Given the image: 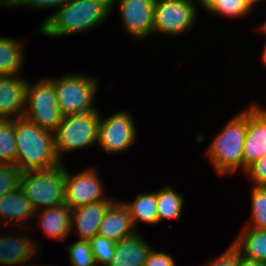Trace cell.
I'll return each mask as SVG.
<instances>
[{"mask_svg": "<svg viewBox=\"0 0 266 266\" xmlns=\"http://www.w3.org/2000/svg\"><path fill=\"white\" fill-rule=\"evenodd\" d=\"M36 217L43 234L49 238L65 240L72 232V210L66 204L41 209L39 214H34V218Z\"/></svg>", "mask_w": 266, "mask_h": 266, "instance_id": "obj_17", "label": "cell"}, {"mask_svg": "<svg viewBox=\"0 0 266 266\" xmlns=\"http://www.w3.org/2000/svg\"><path fill=\"white\" fill-rule=\"evenodd\" d=\"M152 248L137 232L116 242L114 257L109 266H144Z\"/></svg>", "mask_w": 266, "mask_h": 266, "instance_id": "obj_18", "label": "cell"}, {"mask_svg": "<svg viewBox=\"0 0 266 266\" xmlns=\"http://www.w3.org/2000/svg\"><path fill=\"white\" fill-rule=\"evenodd\" d=\"M119 7L123 28L135 40L153 33L155 0H112V10Z\"/></svg>", "mask_w": 266, "mask_h": 266, "instance_id": "obj_11", "label": "cell"}, {"mask_svg": "<svg viewBox=\"0 0 266 266\" xmlns=\"http://www.w3.org/2000/svg\"><path fill=\"white\" fill-rule=\"evenodd\" d=\"M158 224L162 220L180 218L184 198L170 186H164L156 192Z\"/></svg>", "mask_w": 266, "mask_h": 266, "instance_id": "obj_23", "label": "cell"}, {"mask_svg": "<svg viewBox=\"0 0 266 266\" xmlns=\"http://www.w3.org/2000/svg\"><path fill=\"white\" fill-rule=\"evenodd\" d=\"M205 11L225 15L228 18H241L248 15L250 7L245 0H197Z\"/></svg>", "mask_w": 266, "mask_h": 266, "instance_id": "obj_24", "label": "cell"}, {"mask_svg": "<svg viewBox=\"0 0 266 266\" xmlns=\"http://www.w3.org/2000/svg\"><path fill=\"white\" fill-rule=\"evenodd\" d=\"M71 266H97L89 240H78L66 247Z\"/></svg>", "mask_w": 266, "mask_h": 266, "instance_id": "obj_27", "label": "cell"}, {"mask_svg": "<svg viewBox=\"0 0 266 266\" xmlns=\"http://www.w3.org/2000/svg\"><path fill=\"white\" fill-rule=\"evenodd\" d=\"M89 241L96 265L109 266L114 257L116 242L99 235L92 237Z\"/></svg>", "mask_w": 266, "mask_h": 266, "instance_id": "obj_28", "label": "cell"}, {"mask_svg": "<svg viewBox=\"0 0 266 266\" xmlns=\"http://www.w3.org/2000/svg\"><path fill=\"white\" fill-rule=\"evenodd\" d=\"M20 187L31 202L35 213L40 212L41 207L47 209L65 204L64 163L47 170L23 172Z\"/></svg>", "mask_w": 266, "mask_h": 266, "instance_id": "obj_4", "label": "cell"}, {"mask_svg": "<svg viewBox=\"0 0 266 266\" xmlns=\"http://www.w3.org/2000/svg\"><path fill=\"white\" fill-rule=\"evenodd\" d=\"M135 233H137V229L128 208L122 201H114L106 210L97 235L118 242Z\"/></svg>", "mask_w": 266, "mask_h": 266, "instance_id": "obj_14", "label": "cell"}, {"mask_svg": "<svg viewBox=\"0 0 266 266\" xmlns=\"http://www.w3.org/2000/svg\"><path fill=\"white\" fill-rule=\"evenodd\" d=\"M50 80L54 84L57 104L62 116L96 111L94 107L98 80L81 73H70Z\"/></svg>", "mask_w": 266, "mask_h": 266, "instance_id": "obj_5", "label": "cell"}, {"mask_svg": "<svg viewBox=\"0 0 266 266\" xmlns=\"http://www.w3.org/2000/svg\"><path fill=\"white\" fill-rule=\"evenodd\" d=\"M194 1L155 0L153 33L177 36L188 32L198 15Z\"/></svg>", "mask_w": 266, "mask_h": 266, "instance_id": "obj_8", "label": "cell"}, {"mask_svg": "<svg viewBox=\"0 0 266 266\" xmlns=\"http://www.w3.org/2000/svg\"><path fill=\"white\" fill-rule=\"evenodd\" d=\"M25 116L40 128L54 132L60 122V113L53 82L49 78H42L37 83H27Z\"/></svg>", "mask_w": 266, "mask_h": 266, "instance_id": "obj_7", "label": "cell"}, {"mask_svg": "<svg viewBox=\"0 0 266 266\" xmlns=\"http://www.w3.org/2000/svg\"><path fill=\"white\" fill-rule=\"evenodd\" d=\"M24 42L0 37V76L18 75L22 70Z\"/></svg>", "mask_w": 266, "mask_h": 266, "instance_id": "obj_21", "label": "cell"}, {"mask_svg": "<svg viewBox=\"0 0 266 266\" xmlns=\"http://www.w3.org/2000/svg\"><path fill=\"white\" fill-rule=\"evenodd\" d=\"M27 83L19 75L0 76V119L23 116Z\"/></svg>", "mask_w": 266, "mask_h": 266, "instance_id": "obj_13", "label": "cell"}, {"mask_svg": "<svg viewBox=\"0 0 266 266\" xmlns=\"http://www.w3.org/2000/svg\"><path fill=\"white\" fill-rule=\"evenodd\" d=\"M123 204L128 208L135 228L138 223L158 224L156 192L140 193L133 202Z\"/></svg>", "mask_w": 266, "mask_h": 266, "instance_id": "obj_22", "label": "cell"}, {"mask_svg": "<svg viewBox=\"0 0 266 266\" xmlns=\"http://www.w3.org/2000/svg\"><path fill=\"white\" fill-rule=\"evenodd\" d=\"M34 214L35 210L21 187L0 197V221L6 224L5 226L11 222L15 224L16 221L19 222L18 229L22 228V223L33 219Z\"/></svg>", "mask_w": 266, "mask_h": 266, "instance_id": "obj_19", "label": "cell"}, {"mask_svg": "<svg viewBox=\"0 0 266 266\" xmlns=\"http://www.w3.org/2000/svg\"><path fill=\"white\" fill-rule=\"evenodd\" d=\"M262 56V62L264 63V66H266V42H265V45H264V49H263V51H262V54H261Z\"/></svg>", "mask_w": 266, "mask_h": 266, "instance_id": "obj_35", "label": "cell"}, {"mask_svg": "<svg viewBox=\"0 0 266 266\" xmlns=\"http://www.w3.org/2000/svg\"><path fill=\"white\" fill-rule=\"evenodd\" d=\"M112 0H71L44 18L40 32L49 38H58L91 31L111 14Z\"/></svg>", "mask_w": 266, "mask_h": 266, "instance_id": "obj_1", "label": "cell"}, {"mask_svg": "<svg viewBox=\"0 0 266 266\" xmlns=\"http://www.w3.org/2000/svg\"><path fill=\"white\" fill-rule=\"evenodd\" d=\"M100 115L96 110L62 117V121L53 132L55 151L61 163H63V152L97 145Z\"/></svg>", "mask_w": 266, "mask_h": 266, "instance_id": "obj_6", "label": "cell"}, {"mask_svg": "<svg viewBox=\"0 0 266 266\" xmlns=\"http://www.w3.org/2000/svg\"><path fill=\"white\" fill-rule=\"evenodd\" d=\"M239 252L231 245L216 259H212L205 266H238Z\"/></svg>", "mask_w": 266, "mask_h": 266, "instance_id": "obj_32", "label": "cell"}, {"mask_svg": "<svg viewBox=\"0 0 266 266\" xmlns=\"http://www.w3.org/2000/svg\"><path fill=\"white\" fill-rule=\"evenodd\" d=\"M25 265V262L23 263H20L19 266H24ZM28 266V265H27ZM33 266V265H32ZM40 266H43V265H40Z\"/></svg>", "mask_w": 266, "mask_h": 266, "instance_id": "obj_38", "label": "cell"}, {"mask_svg": "<svg viewBox=\"0 0 266 266\" xmlns=\"http://www.w3.org/2000/svg\"><path fill=\"white\" fill-rule=\"evenodd\" d=\"M17 146L15 119H0V163L15 164Z\"/></svg>", "mask_w": 266, "mask_h": 266, "instance_id": "obj_25", "label": "cell"}, {"mask_svg": "<svg viewBox=\"0 0 266 266\" xmlns=\"http://www.w3.org/2000/svg\"><path fill=\"white\" fill-rule=\"evenodd\" d=\"M258 1L260 2L261 0H245L246 4L250 7V9H252L253 5L255 3H258Z\"/></svg>", "mask_w": 266, "mask_h": 266, "instance_id": "obj_36", "label": "cell"}, {"mask_svg": "<svg viewBox=\"0 0 266 266\" xmlns=\"http://www.w3.org/2000/svg\"><path fill=\"white\" fill-rule=\"evenodd\" d=\"M251 219L247 226L266 231V187L252 186ZM251 222V223H250Z\"/></svg>", "mask_w": 266, "mask_h": 266, "instance_id": "obj_26", "label": "cell"}, {"mask_svg": "<svg viewBox=\"0 0 266 266\" xmlns=\"http://www.w3.org/2000/svg\"><path fill=\"white\" fill-rule=\"evenodd\" d=\"M266 154V109L253 103L243 144V172Z\"/></svg>", "mask_w": 266, "mask_h": 266, "instance_id": "obj_12", "label": "cell"}, {"mask_svg": "<svg viewBox=\"0 0 266 266\" xmlns=\"http://www.w3.org/2000/svg\"><path fill=\"white\" fill-rule=\"evenodd\" d=\"M231 245L242 257L266 263V231L245 227Z\"/></svg>", "mask_w": 266, "mask_h": 266, "instance_id": "obj_20", "label": "cell"}, {"mask_svg": "<svg viewBox=\"0 0 266 266\" xmlns=\"http://www.w3.org/2000/svg\"><path fill=\"white\" fill-rule=\"evenodd\" d=\"M22 172L14 164L0 163V197L21 186Z\"/></svg>", "mask_w": 266, "mask_h": 266, "instance_id": "obj_29", "label": "cell"}, {"mask_svg": "<svg viewBox=\"0 0 266 266\" xmlns=\"http://www.w3.org/2000/svg\"><path fill=\"white\" fill-rule=\"evenodd\" d=\"M136 132L131 113L119 111L104 119L100 116L97 145L110 154L125 153L135 143Z\"/></svg>", "mask_w": 266, "mask_h": 266, "instance_id": "obj_9", "label": "cell"}, {"mask_svg": "<svg viewBox=\"0 0 266 266\" xmlns=\"http://www.w3.org/2000/svg\"><path fill=\"white\" fill-rule=\"evenodd\" d=\"M115 200H101L72 210L71 227H76L80 240H90L98 234L108 207Z\"/></svg>", "mask_w": 266, "mask_h": 266, "instance_id": "obj_15", "label": "cell"}, {"mask_svg": "<svg viewBox=\"0 0 266 266\" xmlns=\"http://www.w3.org/2000/svg\"><path fill=\"white\" fill-rule=\"evenodd\" d=\"M95 168L75 173L68 172L65 166V204L71 209L101 200H114L104 195V184Z\"/></svg>", "mask_w": 266, "mask_h": 266, "instance_id": "obj_10", "label": "cell"}, {"mask_svg": "<svg viewBox=\"0 0 266 266\" xmlns=\"http://www.w3.org/2000/svg\"><path fill=\"white\" fill-rule=\"evenodd\" d=\"M238 266H266V263L250 260L239 255Z\"/></svg>", "mask_w": 266, "mask_h": 266, "instance_id": "obj_34", "label": "cell"}, {"mask_svg": "<svg viewBox=\"0 0 266 266\" xmlns=\"http://www.w3.org/2000/svg\"><path fill=\"white\" fill-rule=\"evenodd\" d=\"M245 173L252 180L254 186L266 187V154L250 165Z\"/></svg>", "mask_w": 266, "mask_h": 266, "instance_id": "obj_31", "label": "cell"}, {"mask_svg": "<svg viewBox=\"0 0 266 266\" xmlns=\"http://www.w3.org/2000/svg\"><path fill=\"white\" fill-rule=\"evenodd\" d=\"M71 0H0V5L6 7H31L39 9L56 8L57 11L62 6L69 3Z\"/></svg>", "mask_w": 266, "mask_h": 266, "instance_id": "obj_30", "label": "cell"}, {"mask_svg": "<svg viewBox=\"0 0 266 266\" xmlns=\"http://www.w3.org/2000/svg\"><path fill=\"white\" fill-rule=\"evenodd\" d=\"M249 122V108L232 117L213 138L206 151L216 174L229 175L243 170V144Z\"/></svg>", "mask_w": 266, "mask_h": 266, "instance_id": "obj_3", "label": "cell"}, {"mask_svg": "<svg viewBox=\"0 0 266 266\" xmlns=\"http://www.w3.org/2000/svg\"><path fill=\"white\" fill-rule=\"evenodd\" d=\"M24 235L23 233L11 236L0 234V264L19 265L30 261L37 254L40 244Z\"/></svg>", "mask_w": 266, "mask_h": 266, "instance_id": "obj_16", "label": "cell"}, {"mask_svg": "<svg viewBox=\"0 0 266 266\" xmlns=\"http://www.w3.org/2000/svg\"><path fill=\"white\" fill-rule=\"evenodd\" d=\"M173 257L164 252H158L152 248L147 256L144 266H176Z\"/></svg>", "mask_w": 266, "mask_h": 266, "instance_id": "obj_33", "label": "cell"}, {"mask_svg": "<svg viewBox=\"0 0 266 266\" xmlns=\"http://www.w3.org/2000/svg\"><path fill=\"white\" fill-rule=\"evenodd\" d=\"M259 27H260L259 28L260 31H262V33L266 34V20Z\"/></svg>", "mask_w": 266, "mask_h": 266, "instance_id": "obj_37", "label": "cell"}, {"mask_svg": "<svg viewBox=\"0 0 266 266\" xmlns=\"http://www.w3.org/2000/svg\"><path fill=\"white\" fill-rule=\"evenodd\" d=\"M17 156L15 166L26 171L47 170L61 165L55 151L54 133L29 121L15 118Z\"/></svg>", "mask_w": 266, "mask_h": 266, "instance_id": "obj_2", "label": "cell"}]
</instances>
